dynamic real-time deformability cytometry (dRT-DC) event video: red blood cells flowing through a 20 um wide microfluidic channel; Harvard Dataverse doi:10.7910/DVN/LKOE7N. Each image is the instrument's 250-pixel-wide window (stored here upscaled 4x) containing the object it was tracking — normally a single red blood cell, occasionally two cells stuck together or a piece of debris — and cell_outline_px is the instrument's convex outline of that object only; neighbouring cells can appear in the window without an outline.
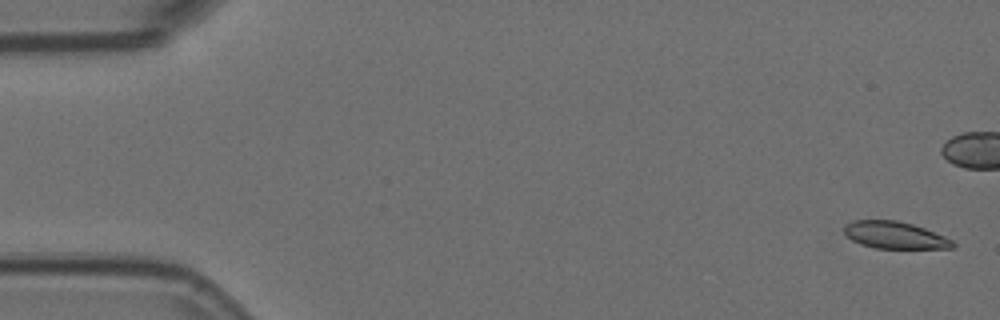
{"species": "Egyptian fruit bat (a non-hibernating species)", "species_latin": "Rousettus aegyptiacus", "temperature_condition": "room temperature", "stored_images_in_passage": 6, "camera_frame_rate_fps": 3000, "um_per_image_px": 0.085, "animal": {"sex": "female"}, "frame": {"image": 1, "passage_image": 1, "time_ms": 0.0, "image_size_px": [1000, 320], "cell_outline_px": [[956, 244], [952, 248], [876, 248], [860, 244], [852, 240], [844, 232], [844, 228], [852, 220], [896, 220], [912, 224], [924, 228], [944, 236], [952, 240]], "centroid_in_image_um": [76.06, 19.98], "position_along_channel_um": 8.9, "area_um2": 16.94}}
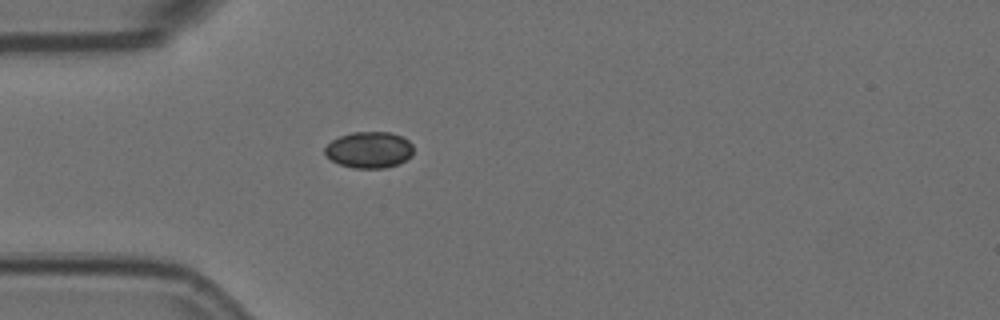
{"frame": {"image": 2, "passage_image": 6, "time_ms": 1.667, "image_size_px": [1000, 320], "cell_outline_px": [[412, 156], [396, 164], [384, 168], [352, 168], [340, 164], [332, 160], [324, 152], [324, 148], [332, 140], [340, 136], [352, 132], [388, 132], [400, 136], [408, 140], [412, 144]], "centroid_in_image_um": [31.37, 12.73], "position_along_channel_um": 53.6, "area_um2": 18.55}}